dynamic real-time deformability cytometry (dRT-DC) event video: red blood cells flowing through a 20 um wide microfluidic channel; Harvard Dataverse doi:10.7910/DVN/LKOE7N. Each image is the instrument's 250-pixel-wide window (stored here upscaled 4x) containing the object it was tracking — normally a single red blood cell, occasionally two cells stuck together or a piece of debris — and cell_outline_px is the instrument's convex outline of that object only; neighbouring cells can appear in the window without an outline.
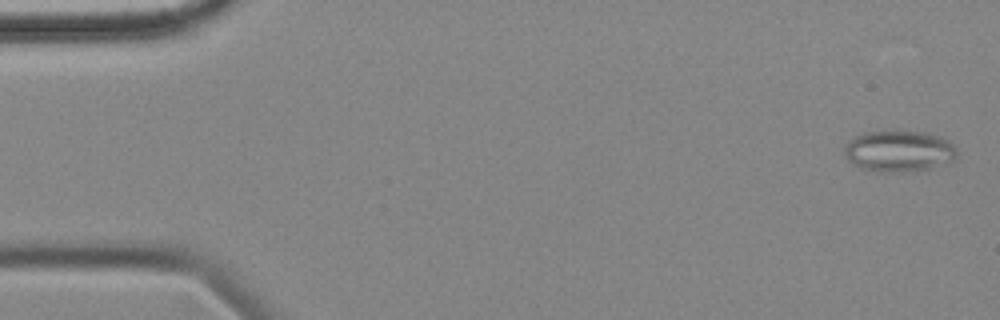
{"species": "common noctule bat (a hibernating species)", "species_latin": "Nyctalus noctula", "temperature_condition": "cold", "stored_images_in_passage": 57, "camera_frame_rate_fps": 3000, "um_per_image_px": 0.085, "animal": {"sex": "female", "body_mass_g": 18.4}, "frame": {"image": 1, "passage_image": 2, "time_ms": 0.333, "image_size_px": [1000, 320], "cell_outline_px": [[956, 156], [948, 164], [928, 168], [896, 172], [880, 172], [860, 168], [852, 164], [848, 160], [844, 152], [844, 144], [848, 140], [860, 132], [892, 128], [896, 128], [928, 132], [940, 136], [948, 140], [956, 148]], "centroid_in_image_um": [76.36, 12.78], "position_along_channel_um": 8.6, "area_um2": 28.15}}
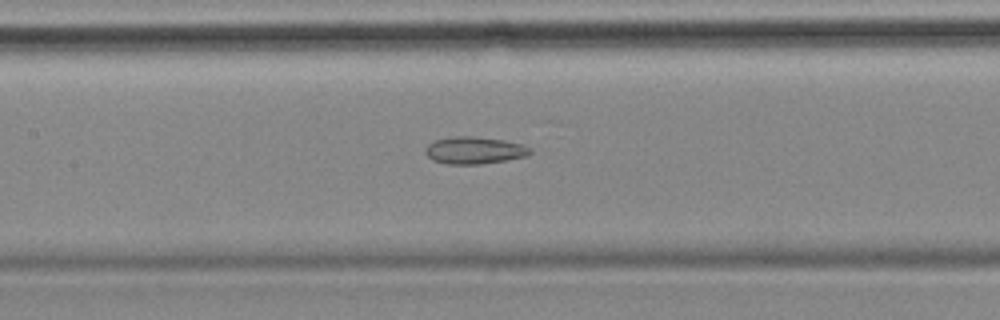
{"frame": {"image": 2, "passage_image": 26, "time_ms": 8.333, "image_size_px": [1000, 320], "cell_outline_px": [[532, 152], [528, 156], [480, 164], [448, 164], [432, 160], [424, 152], [424, 148], [428, 144], [436, 140], [452, 136], [472, 136], [504, 140], [524, 144], [532, 148]], "centroid_in_image_um": [40.33, 12.77], "position_along_channel_um": 167.1, "area_um2": 16.7}}
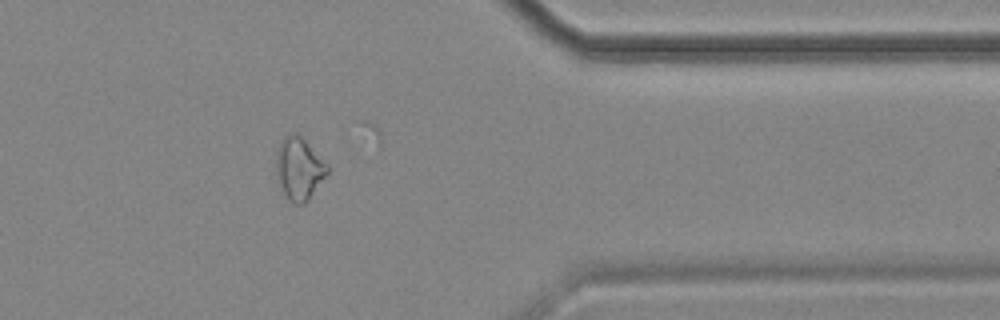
{"frame": {"image": 3, "passage_image": 46, "time_ms": 15.0, "image_size_px": [1000, 320], "cell_outline_px": [[328, 172], [308, 200], [300, 204], [296, 204], [288, 200], [284, 192], [276, 172], [276, 148], [280, 140], [288, 132], [296, 132], [328, 164]], "centroid_in_image_um": [25.4, 14.28], "position_along_channel_um": 386.0, "area_um2": 18.44}, "authors_computed_cell_mechanics": {"area_um2": 19.8254, "velocity_mm_per_s": 3.5435, "shape_relaxation_time_tau1_ms": null, "shape_relaxation_time_tau2_ms": 8.5088, "deformation_change_tau1": null, "deformation_change_tau2": 0.1717}}